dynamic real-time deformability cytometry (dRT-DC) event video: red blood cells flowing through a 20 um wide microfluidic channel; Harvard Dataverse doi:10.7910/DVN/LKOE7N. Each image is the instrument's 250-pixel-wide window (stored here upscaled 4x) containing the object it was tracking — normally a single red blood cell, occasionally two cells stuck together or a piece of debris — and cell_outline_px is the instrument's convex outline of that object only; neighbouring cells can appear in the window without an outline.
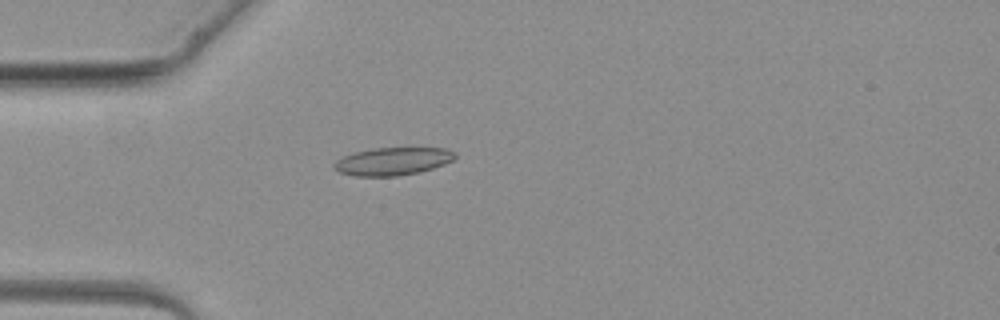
{"species": "common noctule bat (a hibernating species)", "species_latin": "Nyctalus noctula", "temperature_condition": "warm", "stored_images_in_passage": 4, "camera_frame_rate_fps": 3000, "um_per_image_px": 0.085, "animal": {"sex": "female", "body_mass_g": 19.3, "forearm_length_mm": 54.1}, "frame": {"image": 1, "passage_image": 4, "time_ms": 3.667, "image_size_px": [1000, 320], "cell_outline_px": [[456, 156], [452, 160], [444, 164], [420, 172], [396, 176], [352, 176], [340, 172], [332, 168], [332, 164], [336, 160], [352, 152], [372, 148], [448, 148], [456, 152]], "centroid_in_image_um": [33.35, 13.71], "position_along_channel_um": 51.7, "area_um2": 19.77}}